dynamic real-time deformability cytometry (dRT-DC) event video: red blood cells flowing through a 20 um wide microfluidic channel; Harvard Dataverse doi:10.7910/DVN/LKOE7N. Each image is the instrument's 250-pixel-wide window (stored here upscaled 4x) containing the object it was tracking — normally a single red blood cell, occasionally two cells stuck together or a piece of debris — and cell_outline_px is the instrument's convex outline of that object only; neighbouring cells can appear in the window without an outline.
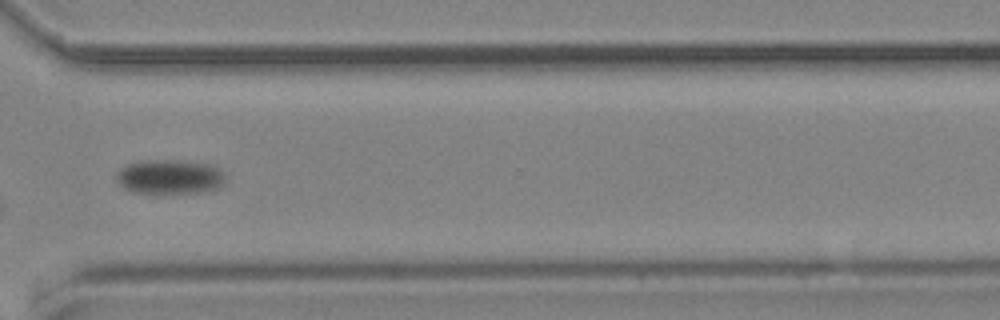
{"species": "common noctule bat (a hibernating species)", "species_latin": "Nyctalus noctula", "temperature_condition": "cold", "stored_images_in_passage": 18, "camera_frame_rate_fps": 3000, "um_per_image_px": 0.085, "animal": {"sex": "male", "body_mass_g": 19.2, "forearm_length_mm": 51.8}, "frame": {"image": 1, "passage_image": 13, "time_ms": 16.333, "image_size_px": [1000, 320], "cell_outline_px": [[228, 180], [224, 184], [216, 188], [200, 192], [160, 196], [136, 192], [124, 188], [116, 184], [116, 172], [120, 168], [128, 164], [140, 160], [176, 160], [212, 164], [220, 168], [224, 172]], "centroid_in_image_um": [14.43, 15.06], "position_along_channel_um": 356.2, "area_um2": 23.0}}